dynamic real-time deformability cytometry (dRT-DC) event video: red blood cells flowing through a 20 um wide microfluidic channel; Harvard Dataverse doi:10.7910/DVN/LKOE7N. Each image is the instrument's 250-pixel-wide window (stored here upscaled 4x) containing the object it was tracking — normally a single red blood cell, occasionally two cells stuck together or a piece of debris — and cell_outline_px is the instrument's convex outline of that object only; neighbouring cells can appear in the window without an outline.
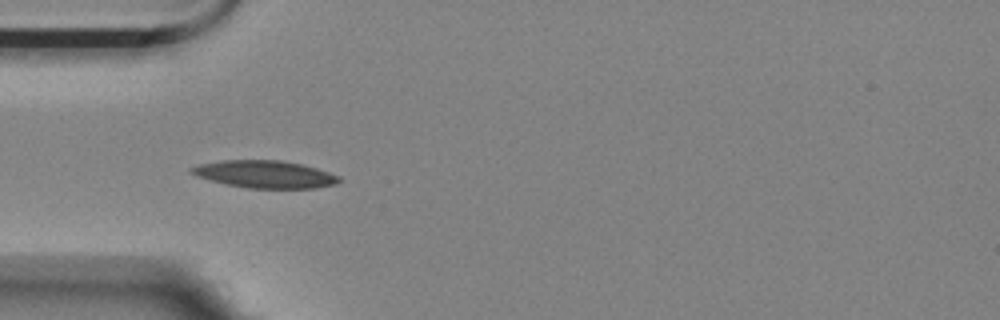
{"species": "Egyptian fruit bat (a non-hibernating species)", "species_latin": "Rousettus aegyptiacus", "temperature_condition": "room temperature", "stored_images_in_passage": 37, "camera_frame_rate_fps": 3000, "um_per_image_px": 0.085, "animal": {"sex": "female"}, "frame": {"image": 1, "passage_image": 1, "time_ms": 0.0, "image_size_px": [1000, 320], "cell_outline_px": [[340, 180], [336, 184], [316, 188], [248, 188], [228, 184], [196, 176], [188, 172], [188, 168], [200, 164], [224, 160], [280, 160], [300, 164], [316, 168], [340, 176]], "centroid_in_image_um": [22.5, 14.81], "position_along_channel_um": 62.5, "area_um2": 23.41}}
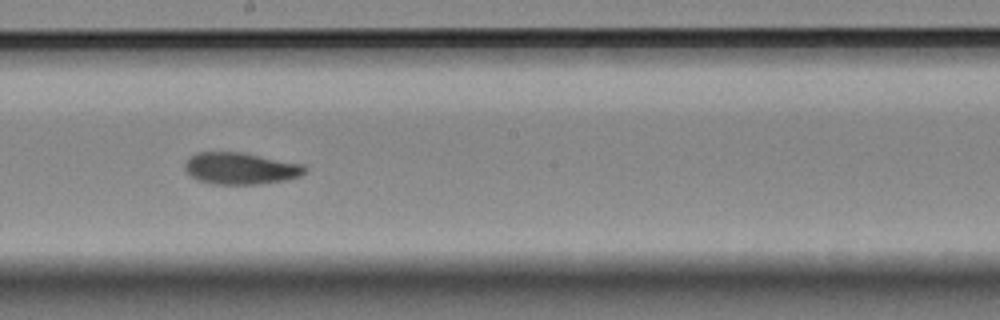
{"frame": {"image": 2, "passage_image": 15, "time_ms": 4.667, "image_size_px": [1000, 320], "cell_outline_px": [[308, 168], [300, 176], [288, 180], [260, 184], [212, 184], [200, 180], [192, 176], [184, 168], [184, 164], [196, 152], [240, 152], [304, 164]], "centroid_in_image_um": [20.49, 14.32], "position_along_channel_um": 227.7, "area_um2": 22.14}}
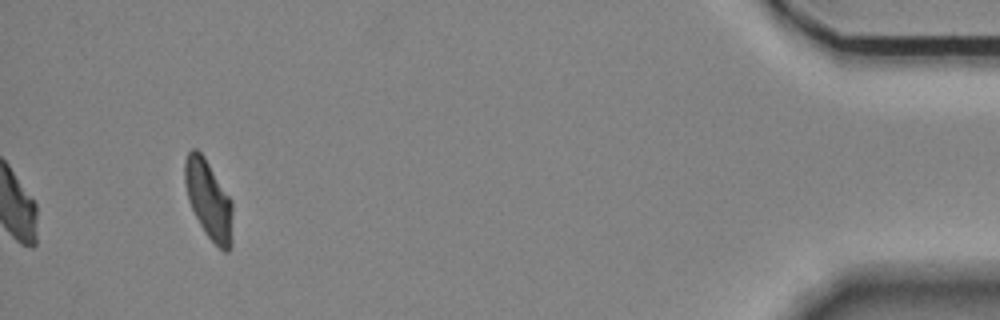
{"frame": {"image": 3, "passage_image": 37, "time_ms": 12.0, "image_size_px": [1000, 320], "cell_outline_px": [[232, 244], [228, 252], [224, 252], [204, 232], [188, 200], [184, 180], [184, 160], [188, 152], [192, 148], [196, 148], [204, 156], [232, 200]], "centroid_in_image_um": [17.74, 16.96], "position_along_channel_um": 417.5, "area_um2": 21.96}, "authors_computed_cell_mechanics": {"area_um2": 21.964, "velocity_mm_per_s": 3.5454, "shape_relaxation_time_tau1_ms": 8.9987, "shape_relaxation_time_tau2_ms": 5.4423, "deformation_change_tau1": 0.2262, "deformation_change_tau2": 0.1152}}